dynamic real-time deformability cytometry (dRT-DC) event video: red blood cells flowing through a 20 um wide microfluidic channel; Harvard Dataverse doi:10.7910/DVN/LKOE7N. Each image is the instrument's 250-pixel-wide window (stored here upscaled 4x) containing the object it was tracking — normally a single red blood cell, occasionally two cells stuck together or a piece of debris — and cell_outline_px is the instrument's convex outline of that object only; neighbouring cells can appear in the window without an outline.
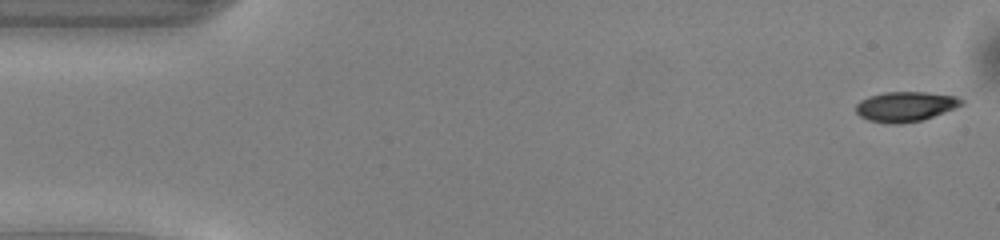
{"species": "common noctule bat (a hibernating species)", "species_latin": "Nyctalus noctula", "temperature_condition": "warm", "stored_images_in_passage": 50, "camera_frame_rate_fps": 3000, "um_per_image_px": 0.085, "animal": {"sex": "male", "body_mass_g": 13.0, "forearm_length_mm": 53.1}, "frame": {"image": 1, "passage_image": 1, "time_ms": 0.0, "image_size_px": [1000, 240], "cell_outline_px": [[964, 104], [932, 116], [920, 120], [900, 124], [892, 124], [868, 120], [860, 116], [856, 112], [856, 104], [860, 100], [868, 96], [884, 92], [924, 92], [956, 96], [964, 100]], "centroid_in_image_um": [76.93, 9.04], "position_along_channel_um": 8.1, "area_um2": 18.26}}
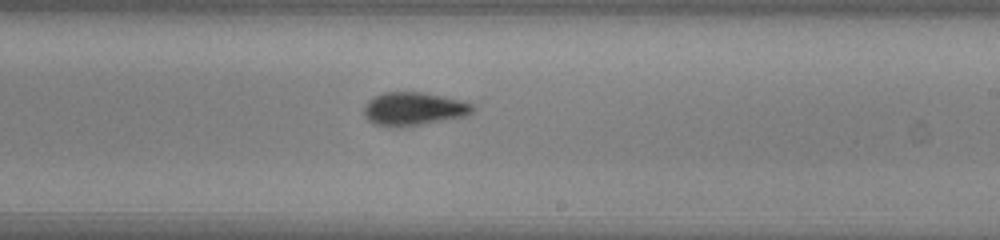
{"frame": {"image": 2, "passage_image": 29, "time_ms": 9.333, "image_size_px": [1000, 240], "cell_outline_px": [[476, 100], [472, 112], [464, 116], [420, 124], [376, 124], [368, 120], [364, 116], [364, 104], [368, 100], [384, 92], [424, 92]], "centroid_in_image_um": [35.3, 9.17], "position_along_channel_um": 253.7, "area_um2": 20.98}}
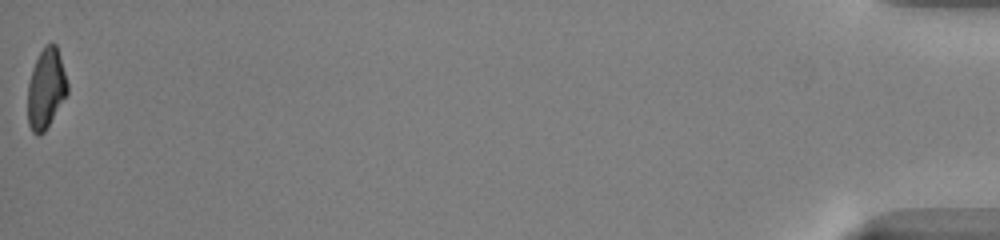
{"frame": {"image": 3, "passage_image": 50, "time_ms": 16.333, "image_size_px": [1000, 240], "cell_outline_px": [[68, 92], [44, 132], [40, 136], [36, 136], [32, 132], [28, 124], [28, 84], [32, 68], [44, 44], [52, 40], [56, 44], [68, 84]], "centroid_in_image_um": [3.9, 7.52], "position_along_channel_um": 431.3, "area_um2": 18.55}, "authors_computed_cell_mechanics": {"area_um2": 19.8543, "velocity_mm_per_s": 4.0776, "shape_relaxation_time_tau1_ms": 1.9826, "shape_relaxation_time_tau2_ms": 3.5692, "deformation_change_tau1": 0.1287, "deformation_change_tau2": 0.0913}}